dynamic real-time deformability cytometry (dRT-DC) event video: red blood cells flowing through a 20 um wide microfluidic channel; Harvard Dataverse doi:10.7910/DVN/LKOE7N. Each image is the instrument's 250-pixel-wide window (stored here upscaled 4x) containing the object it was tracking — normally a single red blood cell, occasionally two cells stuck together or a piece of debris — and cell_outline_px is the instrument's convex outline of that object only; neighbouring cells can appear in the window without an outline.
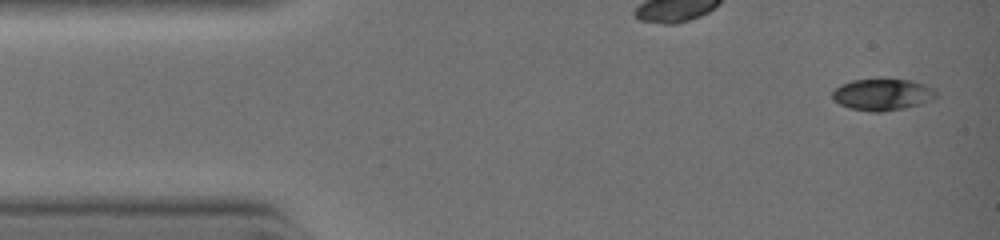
{"species": "common noctule bat (a hibernating species)", "species_latin": "Nyctalus noctula", "temperature_condition": "warm", "stored_images_in_passage": 23, "camera_frame_rate_fps": 3000, "um_per_image_px": 0.085, "animal": {"sex": "female", "body_mass_g": 19.0, "forearm_length_mm": 51.5}, "frame": {"image": 1, "passage_image": 1, "time_ms": 0.0, "image_size_px": [1000, 240], "cell_outline_px": [[940, 92], [932, 100], [920, 104], [904, 108], [884, 112], [868, 112], [848, 108], [840, 104], [832, 96], [832, 92], [840, 84], [852, 80], [880, 76], [912, 80], [936, 88]], "centroid_in_image_um": [75.05, 7.99], "position_along_channel_um": 10.0, "area_um2": 20.11}}
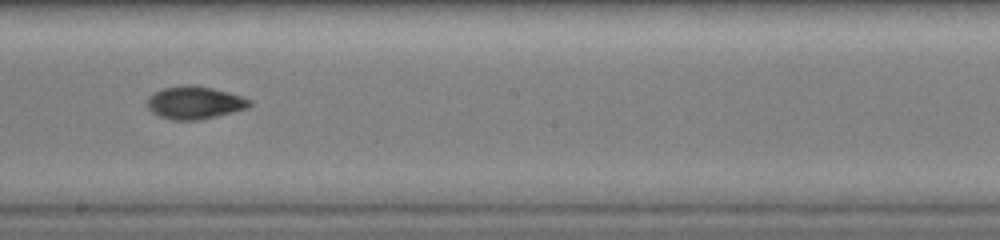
{"frame": {"image": 2, "passage_image": 14, "time_ms": 5.667, "image_size_px": [1000, 240], "cell_outline_px": [[252, 104], [248, 108], [200, 120], [172, 120], [160, 116], [152, 112], [148, 108], [148, 96], [164, 88], [184, 84], [196, 84], [244, 96], [252, 100]], "centroid_in_image_um": [16.58, 8.71], "position_along_channel_um": 231.6, "area_um2": 19.65}}
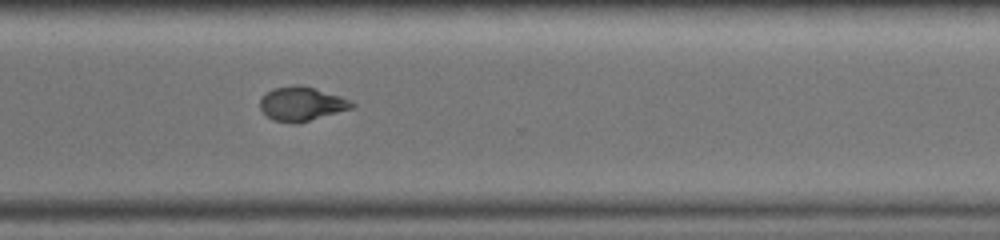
{"frame": {"image": 3, "passage_image": 23, "time_ms": 7.667, "image_size_px": [1000, 240], "cell_outline_px": [[356, 104], [352, 108], [296, 124], [272, 120], [260, 108], [260, 100], [272, 88], [292, 84], [300, 84], [340, 96], [352, 100]], "centroid_in_image_um": [25.64, 8.82], "position_along_channel_um": 345.0, "area_um2": 18.15}}